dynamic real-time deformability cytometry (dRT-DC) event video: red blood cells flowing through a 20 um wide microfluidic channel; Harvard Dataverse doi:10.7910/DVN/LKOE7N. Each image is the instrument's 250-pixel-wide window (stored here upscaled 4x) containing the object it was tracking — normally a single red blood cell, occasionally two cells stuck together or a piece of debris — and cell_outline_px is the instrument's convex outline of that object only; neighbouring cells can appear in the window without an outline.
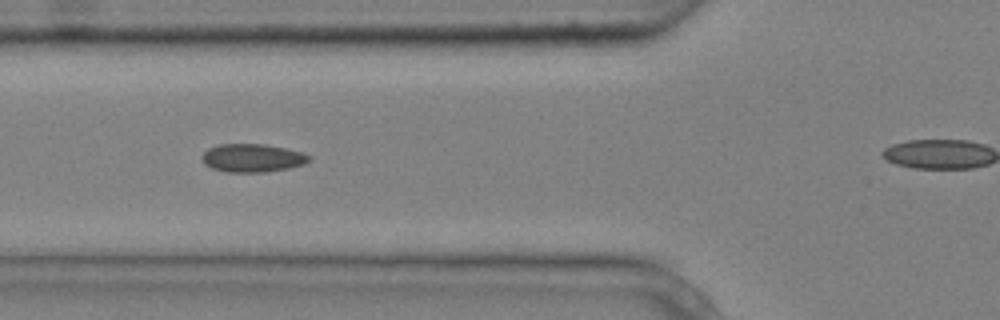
{"species": "common noctule bat (a hibernating species)", "species_latin": "Nyctalus noctula", "temperature_condition": "cold", "stored_images_in_passage": 4, "camera_frame_rate_fps": 3000, "um_per_image_px": 0.085, "animal": {"sex": "male", "body_mass_g": 20.4}, "frame": {"image": 1, "passage_image": 3, "time_ms": 0.667, "image_size_px": [1000, 320], "cell_outline_px": [[312, 160], [304, 164], [288, 168], [264, 172], [224, 172], [212, 168], [204, 164], [200, 156], [208, 148], [220, 144], [264, 144], [284, 148], [300, 152], [312, 156]], "centroid_in_image_um": [21.43, 13.43], "position_along_channel_um": 104.4, "area_um2": 17.69}}